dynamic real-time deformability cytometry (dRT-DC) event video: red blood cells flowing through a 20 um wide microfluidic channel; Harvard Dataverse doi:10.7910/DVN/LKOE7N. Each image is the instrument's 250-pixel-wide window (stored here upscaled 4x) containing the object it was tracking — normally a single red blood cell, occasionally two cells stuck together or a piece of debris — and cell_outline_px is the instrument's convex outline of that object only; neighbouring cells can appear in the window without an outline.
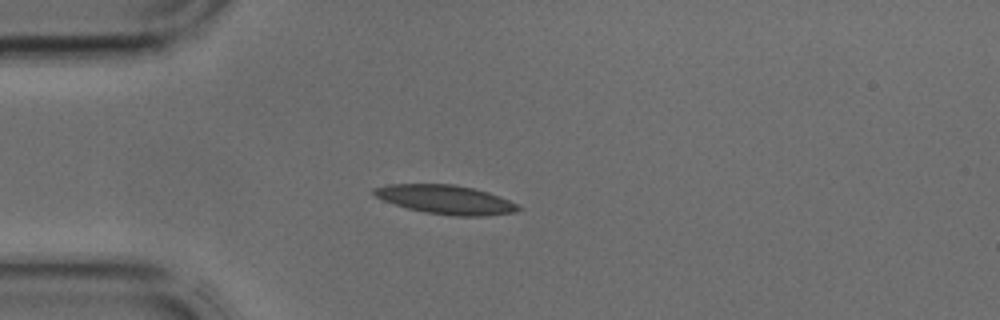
{"species": "common noctule bat (a hibernating species)", "species_latin": "Nyctalus noctula", "temperature_condition": "cold", "stored_images_in_passage": 37, "camera_frame_rate_fps": 3000, "um_per_image_px": 0.085, "animal": {"sex": "male", "body_mass_g": 17.9, "forearm_length_mm": 54.2}, "frame": {"image": 1, "passage_image": 8, "time_ms": 2.333, "image_size_px": [1000, 320], "cell_outline_px": [[524, 208], [516, 212], [484, 216], [452, 216], [424, 212], [408, 208], [384, 200], [376, 196], [372, 192], [372, 188], [388, 184], [452, 184], [472, 188], [488, 192], [508, 200]], "centroid_in_image_um": [37.9, 16.97], "position_along_channel_um": 47.1, "area_um2": 24.22}}
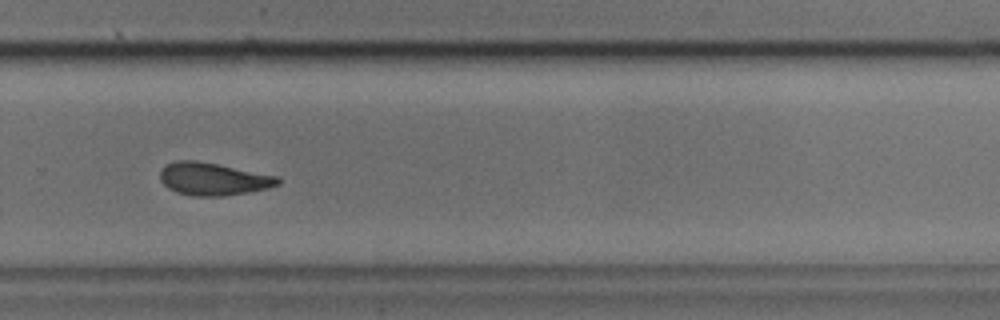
{"frame": {"image": 2, "passage_image": 26, "time_ms": 8.333, "image_size_px": [1000, 320], "cell_outline_px": [[280, 184], [268, 188], [248, 192], [224, 196], [192, 196], [176, 192], [168, 188], [160, 180], [160, 172], [168, 164], [176, 160], [196, 160], [280, 176]], "centroid_in_image_um": [18.14, 15.22], "position_along_channel_um": 311.7, "area_um2": 22.43}}
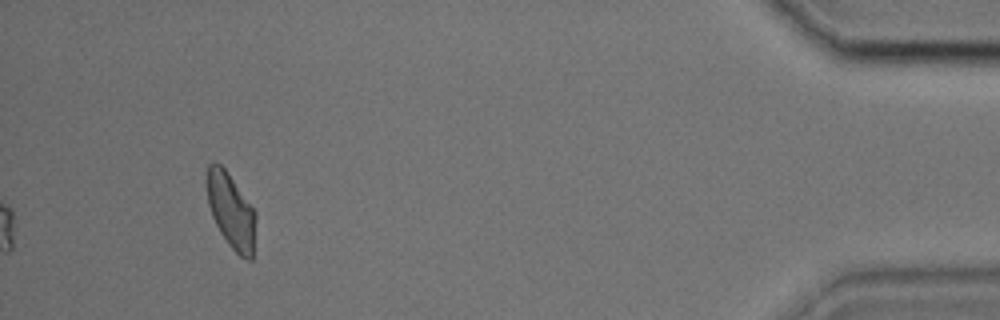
{"frame": {"image": 3, "passage_image": 37, "time_ms": 12.0, "image_size_px": [1000, 320], "cell_outline_px": [[256, 220], [252, 260], [248, 260], [240, 256], [228, 244], [220, 232], [212, 216], [208, 204], [204, 180], [208, 164], [216, 160], [224, 168], [256, 212]], "centroid_in_image_um": [19.6, 17.88], "position_along_channel_um": 415.6, "area_um2": 21.62}}